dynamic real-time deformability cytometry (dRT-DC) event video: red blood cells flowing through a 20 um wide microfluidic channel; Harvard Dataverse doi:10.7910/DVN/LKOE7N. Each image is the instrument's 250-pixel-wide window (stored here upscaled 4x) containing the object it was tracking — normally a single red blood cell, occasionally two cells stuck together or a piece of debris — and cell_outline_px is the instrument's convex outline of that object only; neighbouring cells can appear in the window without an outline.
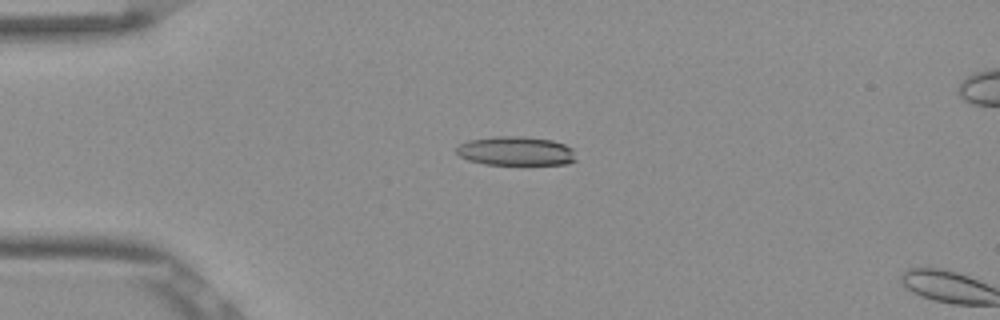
{"species": "Egyptian fruit bat (a non-hibernating species)", "species_latin": "Rousettus aegyptiacus", "temperature_condition": "room temperature", "stored_images_in_passage": 15, "camera_frame_rate_fps": 3000, "um_per_image_px": 0.085, "frame": {"image": 1, "passage_image": 13, "time_ms": 4.0, "image_size_px": [1000, 320], "cell_outline_px": [[576, 160], [568, 164], [484, 164], [468, 160], [460, 156], [456, 152], [456, 148], [460, 144], [468, 140], [496, 136], [524, 136], [552, 140], [564, 144], [572, 148]], "centroid_in_image_um": [43.84, 12.83], "position_along_channel_um": 41.2, "area_um2": 20.23}}